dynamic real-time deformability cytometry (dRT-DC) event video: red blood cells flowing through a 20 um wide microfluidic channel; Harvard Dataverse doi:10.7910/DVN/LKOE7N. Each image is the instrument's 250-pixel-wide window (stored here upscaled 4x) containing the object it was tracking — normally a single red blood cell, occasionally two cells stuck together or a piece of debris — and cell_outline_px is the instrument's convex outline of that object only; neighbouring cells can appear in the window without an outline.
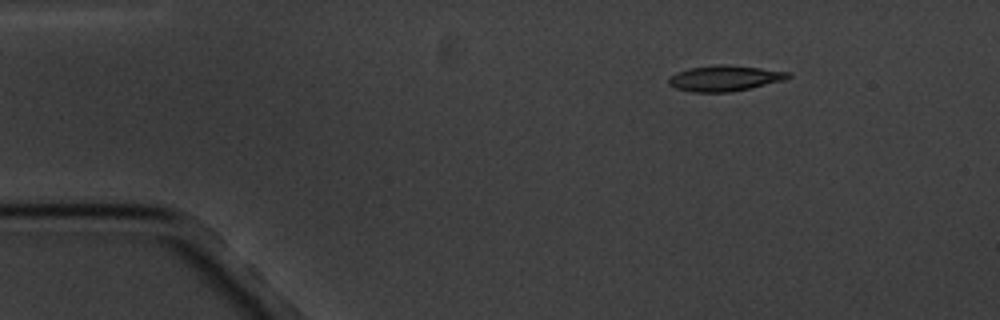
{"species": "common noctule bat (a hibernating species)", "species_latin": "Nyctalus noctula", "temperature_condition": "cold", "stored_images_in_passage": 9, "camera_frame_rate_fps": 3000, "um_per_image_px": 0.085, "animal": {"sex": "male", "body_mass_g": 20.1, "forearm_length_mm": 53.5}, "frame": {"image": 1, "passage_image": 1, "time_ms": 0.0, "image_size_px": [1000, 320], "cell_outline_px": [[792, 76], [784, 80], [748, 88], [728, 92], [692, 92], [676, 88], [668, 84], [668, 76], [676, 72], [688, 68], [720, 64], [724, 64], [760, 68], [788, 72]], "centroid_in_image_um": [61.53, 6.64], "position_along_channel_um": 23.5, "area_um2": 17.74}}
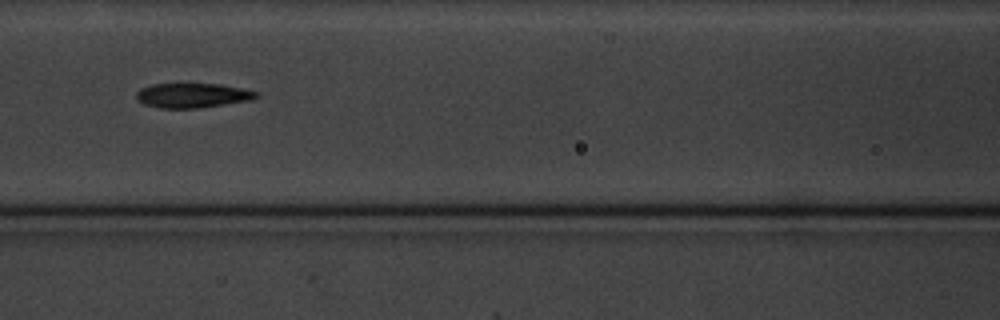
{"frame": {"image": 2, "passage_image": 6, "time_ms": 5.667, "image_size_px": [1000, 320], "cell_outline_px": [[260, 96], [252, 100], [200, 108], [160, 108], [144, 104], [136, 100], [136, 92], [140, 88], [152, 84], [220, 84], [244, 88], [260, 92]], "centroid_in_image_um": [16.4, 8.11], "position_along_channel_um": 150.2, "area_um2": 17.46}}
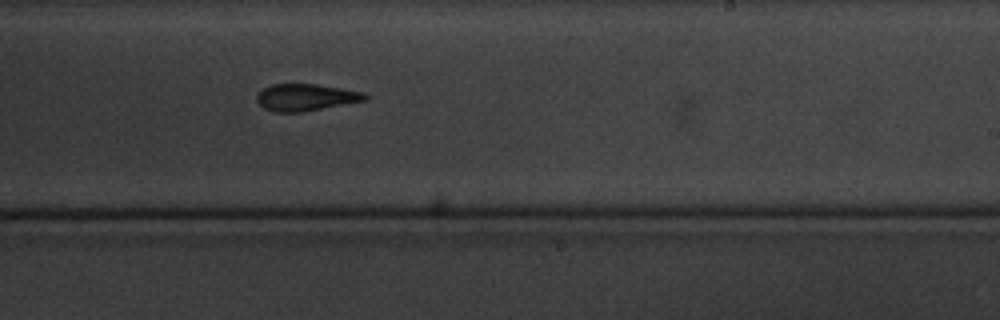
{"frame": {"image": 3, "passage_image": 9, "time_ms": 9.0, "image_size_px": [1000, 320], "cell_outline_px": [[368, 100], [304, 112], [276, 112], [264, 108], [256, 100], [256, 96], [264, 88], [272, 84], [316, 84], [364, 92], [368, 96]], "centroid_in_image_um": [26.02, 8.28], "position_along_channel_um": 263.0, "area_um2": 16.99}}